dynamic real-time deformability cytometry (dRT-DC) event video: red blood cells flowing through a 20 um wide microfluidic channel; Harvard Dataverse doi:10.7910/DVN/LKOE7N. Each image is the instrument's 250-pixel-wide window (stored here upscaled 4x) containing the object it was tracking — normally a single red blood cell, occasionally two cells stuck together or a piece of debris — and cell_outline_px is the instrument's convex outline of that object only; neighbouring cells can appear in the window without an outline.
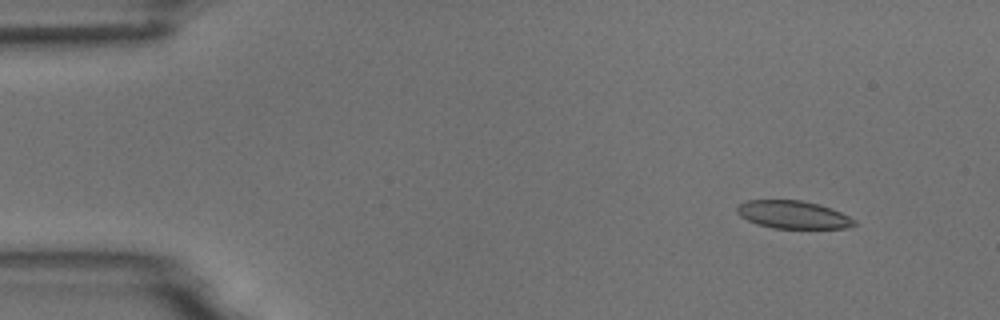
{"species": "common noctule bat (a hibernating species)", "species_latin": "Nyctalus noctula", "temperature_condition": "room temperature", "stored_images_in_passage": 5, "camera_frame_rate_fps": 3000, "um_per_image_px": 0.085, "animal": {"sex": "male", "body_mass_g": 18.8}, "frame": {"image": 1, "passage_image": 2, "time_ms": 1.0, "image_size_px": [1000, 320], "cell_outline_px": [[856, 224], [848, 228], [772, 228], [756, 224], [740, 216], [736, 212], [736, 208], [740, 204], [748, 200], [800, 200], [820, 204], [832, 208], [856, 220]], "centroid_in_image_um": [67.42, 18.25], "position_along_channel_um": 17.6, "area_um2": 19.07}}
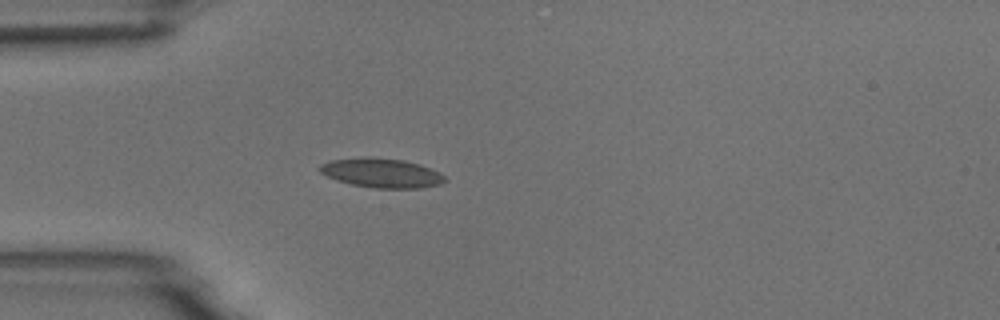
{"frame": {"image": 2, "passage_image": 5, "time_ms": 4.333, "image_size_px": [1000, 320], "cell_outline_px": [[444, 180], [440, 184], [420, 188], [376, 188], [352, 184], [336, 180], [320, 172], [316, 168], [320, 164], [328, 160], [364, 156], [368, 156], [404, 160], [420, 164], [440, 172], [444, 176]], "centroid_in_image_um": [32.38, 14.68], "position_along_channel_um": 52.6, "area_um2": 21.56}}